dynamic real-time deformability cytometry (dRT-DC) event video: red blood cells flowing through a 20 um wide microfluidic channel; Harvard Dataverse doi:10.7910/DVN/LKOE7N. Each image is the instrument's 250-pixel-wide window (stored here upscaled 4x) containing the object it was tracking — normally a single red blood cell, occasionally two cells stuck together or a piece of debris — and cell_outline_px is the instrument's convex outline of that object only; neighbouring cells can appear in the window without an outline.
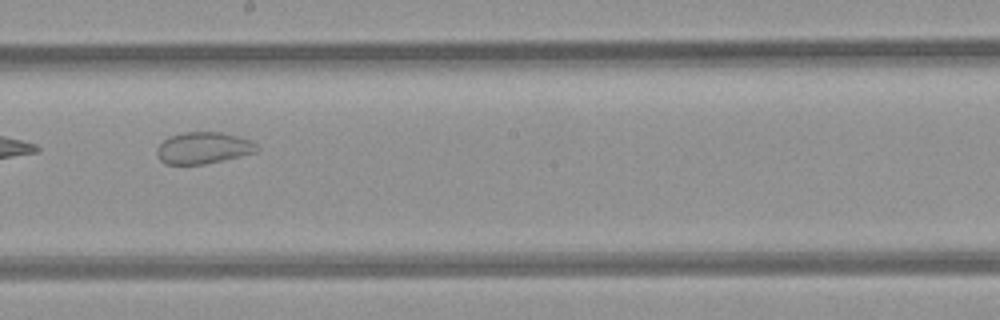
{"species": "common noctule bat (a hibernating species)", "species_latin": "Nyctalus noctula", "temperature_condition": "room temperature", "stored_images_in_passage": 5, "camera_frame_rate_fps": 3000, "um_per_image_px": 0.085, "animal": {"sex": "female", "body_mass_g": 21.9}, "frame": {"image": 1, "passage_image": 5, "time_ms": 4.333, "image_size_px": [1000, 320], "cell_outline_px": [[260, 148], [256, 152], [224, 160], [204, 164], [164, 164], [160, 160], [156, 152], [156, 148], [168, 136], [184, 132], [220, 132], [240, 136], [252, 140]], "centroid_in_image_um": [17.29, 12.57], "position_along_channel_um": 230.9, "area_um2": 18.61}}